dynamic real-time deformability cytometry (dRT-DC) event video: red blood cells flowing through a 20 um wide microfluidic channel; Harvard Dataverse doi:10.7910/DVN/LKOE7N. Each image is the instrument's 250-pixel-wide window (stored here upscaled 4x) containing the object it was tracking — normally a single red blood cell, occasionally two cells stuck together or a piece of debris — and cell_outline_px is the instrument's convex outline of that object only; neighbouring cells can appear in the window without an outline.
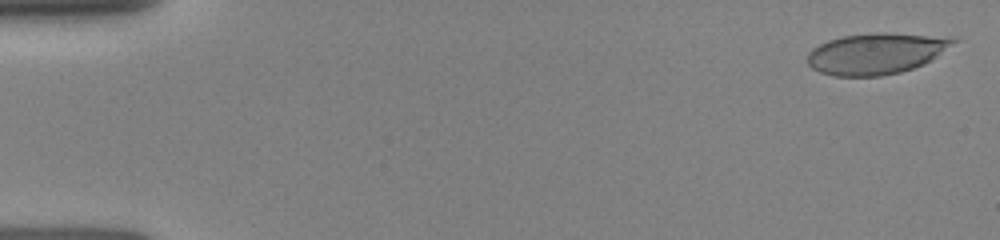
{"species": "human", "species_latin": "Homo sapiens", "temperature_condition": "room temperature", "stored_images_in_passage": 14, "camera_frame_rate_fps": 3000, "um_per_image_px": 0.085, "donor": {"sex": "female"}, "frame": {"image": 1, "passage_image": 1, "time_ms": 0.0, "image_size_px": [1000, 240], "cell_outline_px": [[960, 40], [924, 64], [900, 72], [880, 76], [832, 76], [820, 72], [812, 68], [808, 64], [808, 52], [812, 48], [828, 40], [840, 36], [880, 32], [888, 32], [960, 36]], "centroid_in_image_um": [74.54, 4.52], "position_along_channel_um": 10.5, "area_um2": 35.55}}
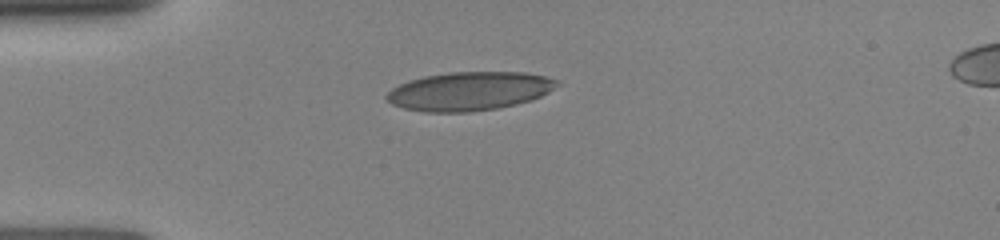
{"frame": {"image": 2, "passage_image": 12, "time_ms": 3.667, "image_size_px": [1000, 240], "cell_outline_px": [[560, 84], [548, 92], [532, 100], [516, 104], [496, 108], [468, 112], [424, 112], [404, 108], [392, 104], [384, 96], [392, 88], [408, 80], [424, 76], [448, 72], [524, 72], [544, 76], [556, 80]], "centroid_in_image_um": [39.87, 7.74], "position_along_channel_um": 45.1, "area_um2": 38.32}}